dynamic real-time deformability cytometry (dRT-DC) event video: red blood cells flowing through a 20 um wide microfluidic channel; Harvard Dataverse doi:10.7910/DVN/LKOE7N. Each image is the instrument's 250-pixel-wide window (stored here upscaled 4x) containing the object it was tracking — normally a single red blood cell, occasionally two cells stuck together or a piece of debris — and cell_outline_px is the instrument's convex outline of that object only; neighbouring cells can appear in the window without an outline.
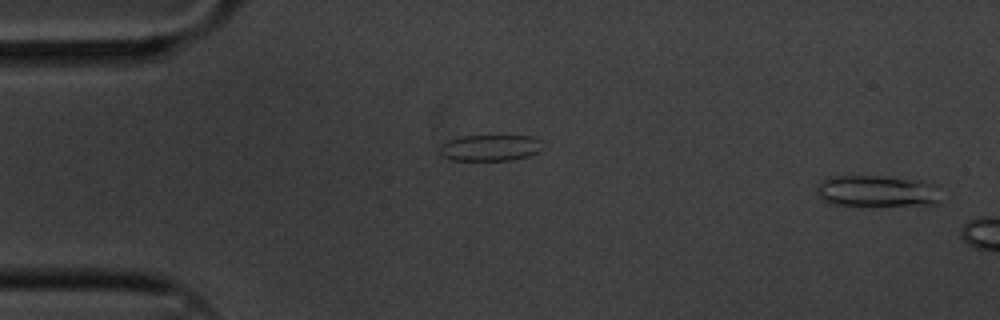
{"species": "common noctule bat (a hibernating species)", "species_latin": "Nyctalus noctula", "temperature_condition": "cold", "stored_images_in_passage": 8, "camera_frame_rate_fps": 3000, "um_per_image_px": 0.085, "animal": {"sex": "male", "body_mass_g": 20.1, "forearm_length_mm": 53.5}, "frame": {"image": 1, "passage_image": 1, "time_ms": 0.0, "image_size_px": [1000, 320], "cell_outline_px": [[940, 204], [828, 204], [816, 192], [816, 184], [820, 180], [832, 176], [876, 176], [920, 180], [936, 184], [940, 200]], "centroid_in_image_um": [74.51, 16.21], "position_along_channel_um": 10.5, "area_um2": 22.43}}